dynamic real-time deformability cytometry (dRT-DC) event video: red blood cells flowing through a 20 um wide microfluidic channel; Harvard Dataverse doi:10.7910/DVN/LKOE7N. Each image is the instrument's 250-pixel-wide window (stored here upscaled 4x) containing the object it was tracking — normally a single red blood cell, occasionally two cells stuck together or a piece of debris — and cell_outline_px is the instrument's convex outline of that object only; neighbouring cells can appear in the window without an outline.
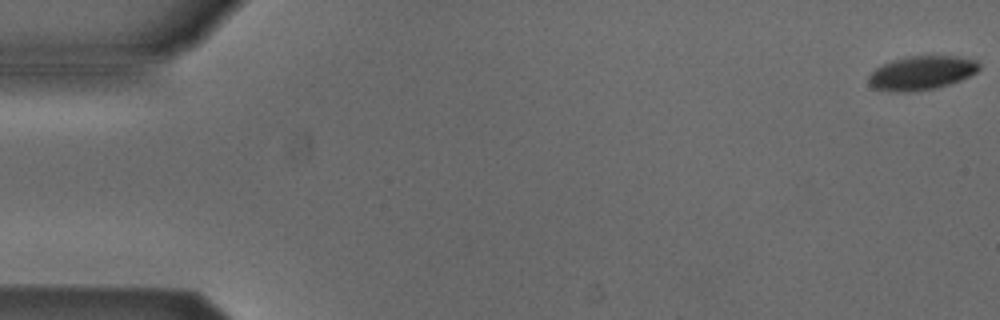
{"species": "Egyptian fruit bat (a non-hibernating species)", "species_latin": "Rousettus aegyptiacus", "temperature_condition": "cold", "stored_images_in_passage": 6, "camera_frame_rate_fps": 3000, "um_per_image_px": 0.085, "animal": {"sex": "male"}, "frame": {"image": 1, "passage_image": 1, "time_ms": 0.0, "image_size_px": [1000, 320], "cell_outline_px": [[980, 68], [976, 72], [960, 80], [948, 84], [932, 88], [908, 92], [892, 92], [876, 88], [868, 80], [868, 76], [880, 64], [904, 56], [960, 56], [976, 60], [980, 64]], "centroid_in_image_um": [78.33, 6.17], "position_along_channel_um": 6.7, "area_um2": 21.73}}
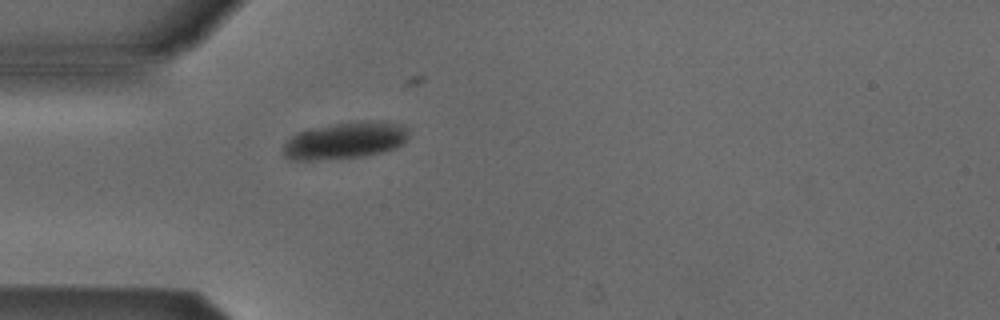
{"frame": {"image": 2, "passage_image": 5, "time_ms": 1.333, "image_size_px": [1000, 320], "cell_outline_px": [[408, 136], [404, 144], [396, 148], [364, 156], [316, 160], [292, 160], [284, 156], [284, 144], [292, 136], [308, 128], [332, 124], [360, 120], [388, 120], [404, 124], [408, 128]], "centroid_in_image_um": [29.41, 11.91], "position_along_channel_um": 55.6, "area_um2": 27.4}}